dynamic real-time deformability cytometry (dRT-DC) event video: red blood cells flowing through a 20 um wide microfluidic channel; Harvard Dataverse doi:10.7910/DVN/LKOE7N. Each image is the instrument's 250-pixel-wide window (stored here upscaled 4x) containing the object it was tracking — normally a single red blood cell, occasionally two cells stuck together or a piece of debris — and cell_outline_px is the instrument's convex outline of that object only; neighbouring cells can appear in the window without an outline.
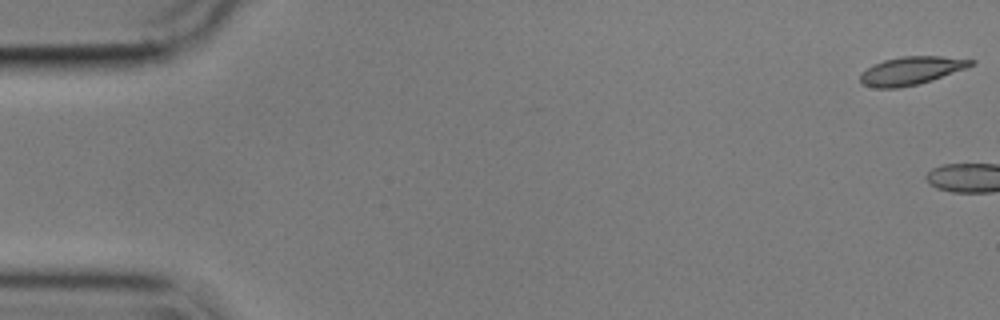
{"species": "common noctule bat (a hibernating species)", "species_latin": "Nyctalus noctula", "temperature_condition": "cold", "stored_images_in_passage": 3, "camera_frame_rate_fps": 3000, "um_per_image_px": 0.085, "animal": {"sex": "male", "body_mass_g": 17.9}, "frame": {"image": 1, "passage_image": 1, "time_ms": 0.0, "image_size_px": [1000, 320], "cell_outline_px": [[976, 64], [932, 80], [920, 84], [900, 88], [876, 88], [860, 84], [860, 72], [872, 64], [884, 60], [900, 56], [940, 56], [976, 60]], "centroid_in_image_um": [77.41, 6.01], "position_along_channel_um": 7.6, "area_um2": 18.38}}